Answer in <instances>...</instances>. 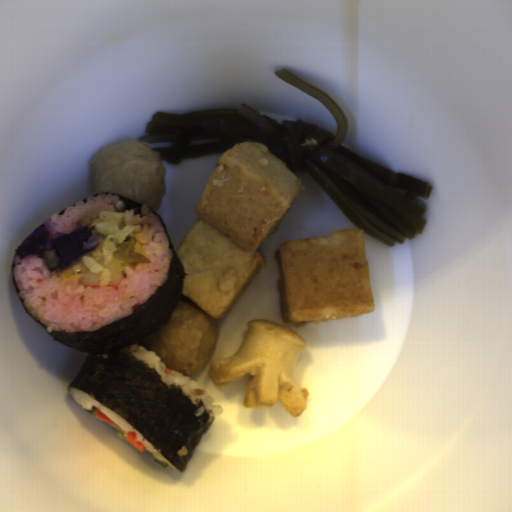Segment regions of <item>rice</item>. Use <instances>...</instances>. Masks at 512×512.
<instances>
[{
    "label": "rice",
    "mask_w": 512,
    "mask_h": 512,
    "mask_svg": "<svg viewBox=\"0 0 512 512\" xmlns=\"http://www.w3.org/2000/svg\"><path fill=\"white\" fill-rule=\"evenodd\" d=\"M68 392L75 401V403L78 404L80 407L84 408L85 410H91L92 407H96V409L99 408L108 418L113 420L116 423V425L108 422L107 423L115 430L120 431L117 434L119 438H121L124 441H127V432L134 431L136 433V440L143 443L145 451H149L150 453L153 454L155 459L160 458L161 460L167 462L168 466H170L176 471H179L172 463L165 459L157 449H155L148 441H146L141 433L136 431L130 424H128L125 420H123L111 409L101 405L93 396H91L90 394L86 393L83 390H79L72 387L69 388Z\"/></svg>",
    "instance_id": "3"
},
{
    "label": "rice",
    "mask_w": 512,
    "mask_h": 512,
    "mask_svg": "<svg viewBox=\"0 0 512 512\" xmlns=\"http://www.w3.org/2000/svg\"><path fill=\"white\" fill-rule=\"evenodd\" d=\"M124 208L119 196L103 192L87 197L86 203L80 200L61 215L53 213L43 223L52 237L70 232L78 221L90 223L101 235L103 241L95 249L66 269L50 271L43 258L15 256L13 274L23 306L50 332L96 331L134 312L133 305L146 302L168 276L172 253L158 217L146 204L142 217ZM132 235L138 240L135 251L152 262L138 264L135 271L124 265L126 279L114 290L107 287L108 269L97 260L104 256L108 264L115 259L116 244ZM86 269L101 274L99 288L77 285Z\"/></svg>",
    "instance_id": "1"
},
{
    "label": "rice",
    "mask_w": 512,
    "mask_h": 512,
    "mask_svg": "<svg viewBox=\"0 0 512 512\" xmlns=\"http://www.w3.org/2000/svg\"><path fill=\"white\" fill-rule=\"evenodd\" d=\"M124 350L130 352L137 359L144 360L151 368H154L159 372L161 374L162 382L166 383L167 386H170L171 383L174 382L175 387L180 386L183 389L184 394L190 397L191 401L196 403L197 399L203 400L204 406L199 407L196 414L197 417L202 414L205 409L212 411L209 419L211 417L222 415L224 411L222 406L216 404L212 405V403L215 402L213 396L210 395L200 383L171 368H168V373H165V363L161 362V357H159L155 351H148L144 346L138 345V343H134L126 347Z\"/></svg>",
    "instance_id": "2"
}]
</instances>
